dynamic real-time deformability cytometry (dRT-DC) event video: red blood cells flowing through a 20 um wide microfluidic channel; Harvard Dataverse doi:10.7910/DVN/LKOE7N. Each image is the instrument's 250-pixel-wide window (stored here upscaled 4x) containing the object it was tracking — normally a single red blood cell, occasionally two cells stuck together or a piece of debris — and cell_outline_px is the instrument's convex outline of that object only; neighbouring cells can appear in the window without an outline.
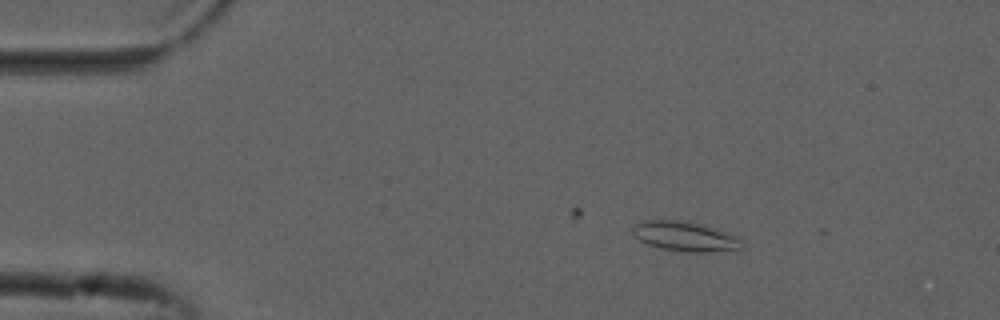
{"species": "common noctule bat (a hibernating species)", "species_latin": "Nyctalus noctula", "temperature_condition": "cold", "stored_images_in_passage": 54, "camera_frame_rate_fps": 3000, "um_per_image_px": 0.085, "animal": {"sex": "male", "forearm_length_mm": 52.5}, "frame": {"image": 1, "passage_image": 8, "time_ms": 2.333, "image_size_px": [1000, 320], "cell_outline_px": [[744, 248], [736, 252], [688, 252], [660, 248], [648, 244], [640, 240], [632, 232], [632, 228], [636, 224], [644, 220], [676, 220], [704, 224], [716, 228], [736, 236], [744, 240]], "centroid_in_image_um": [58.36, 20.12], "position_along_channel_um": 26.6, "area_um2": 19.36}}
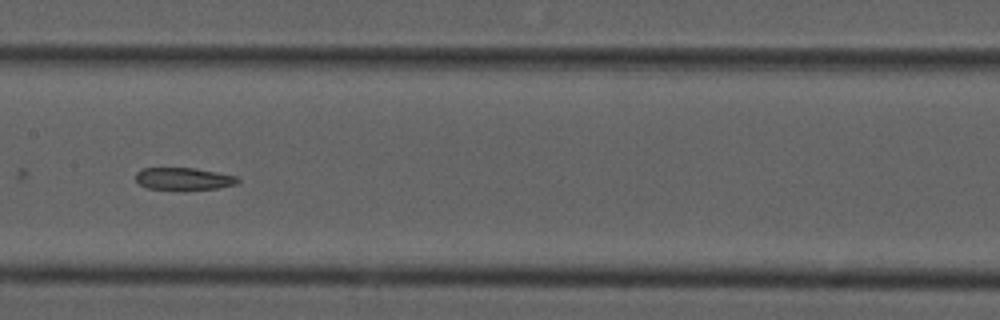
{"frame": {"image": 2, "passage_image": 26, "time_ms": 8.333, "image_size_px": [1000, 320], "cell_outline_px": [[240, 180], [236, 184], [216, 188], [184, 192], [180, 192], [148, 188], [140, 184], [136, 180], [136, 172], [144, 168], [196, 168], [240, 176]], "centroid_in_image_um": [15.65, 15.23], "position_along_channel_um": 191.8, "area_um2": 13.93}}
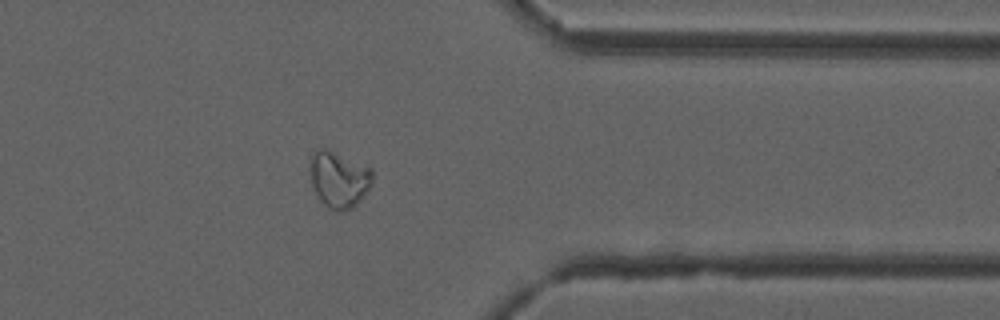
{"frame": {"image": 3, "passage_image": 42, "time_ms": 13.667, "image_size_px": [1000, 320], "cell_outline_px": [[372, 184], [360, 200], [352, 208], [344, 212], [336, 212], [328, 208], [320, 200], [312, 184], [312, 152], [320, 148], [328, 148], [372, 168]], "centroid_in_image_um": [28.84, 15.26], "position_along_channel_um": 382.6, "area_um2": 20.4}}